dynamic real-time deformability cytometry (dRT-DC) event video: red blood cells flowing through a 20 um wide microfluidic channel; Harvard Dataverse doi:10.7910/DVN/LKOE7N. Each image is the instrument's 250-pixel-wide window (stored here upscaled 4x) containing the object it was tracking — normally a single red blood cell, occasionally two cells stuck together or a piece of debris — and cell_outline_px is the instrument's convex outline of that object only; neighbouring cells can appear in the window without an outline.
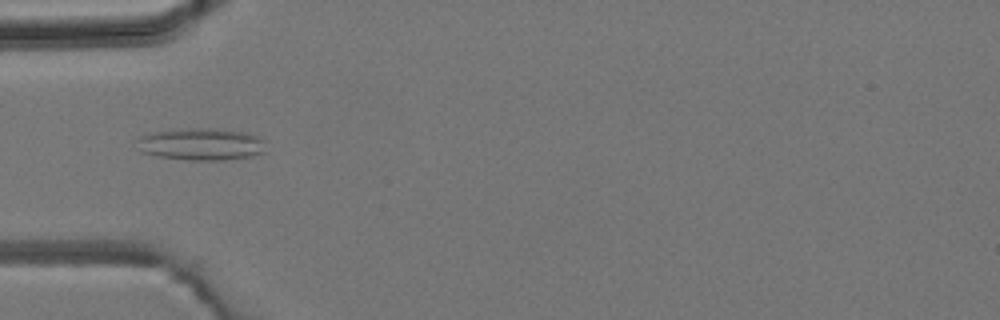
{"species": "common noctule bat (a hibernating species)", "species_latin": "Nyctalus noctula", "temperature_condition": "room temperature", "stored_images_in_passage": 2, "camera_frame_rate_fps": 3000, "um_per_image_px": 0.085, "animal": {"sex": "male", "body_mass_g": 19.2, "forearm_length_mm": 51.8}, "frame": {"image": 1, "passage_image": 1, "time_ms": 0.0, "image_size_px": [1000, 320], "cell_outline_px": [[264, 152], [252, 156], [224, 160], [188, 160], [156, 156], [144, 152], [136, 140], [140, 136], [152, 132], [180, 128], [216, 128], [248, 132], [260, 136], [264, 140]], "centroid_in_image_um": [17.14, 12.24], "position_along_channel_um": 67.9, "area_um2": 24.39}}